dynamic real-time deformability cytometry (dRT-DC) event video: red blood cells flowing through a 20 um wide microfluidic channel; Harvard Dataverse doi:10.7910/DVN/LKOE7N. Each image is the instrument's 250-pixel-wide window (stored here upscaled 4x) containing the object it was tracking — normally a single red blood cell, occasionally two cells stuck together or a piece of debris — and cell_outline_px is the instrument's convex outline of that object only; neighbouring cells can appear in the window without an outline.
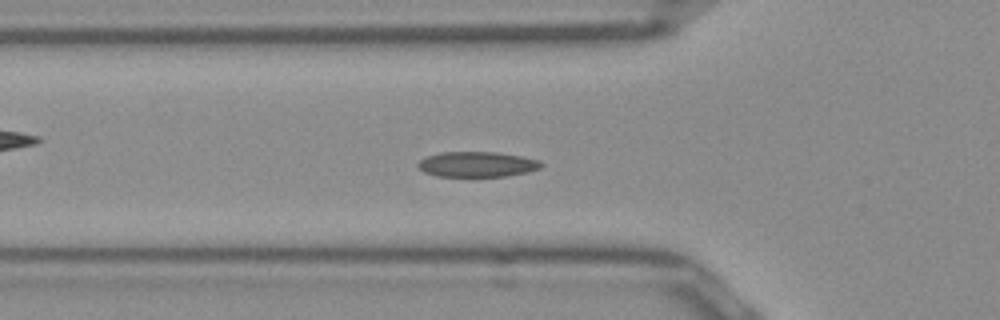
{"species": "Egyptian fruit bat (a non-hibernating species)", "species_latin": "Rousettus aegyptiacus", "temperature_condition": "room temperature", "stored_images_in_passage": 47, "camera_frame_rate_fps": 3000, "um_per_image_px": 0.085, "frame": {"image": 1, "passage_image": 12, "time_ms": 3.667, "image_size_px": [1000, 320], "cell_outline_px": [[540, 168], [528, 172], [504, 176], [436, 176], [424, 172], [416, 164], [424, 156], [440, 152], [496, 152], [520, 156], [540, 160]], "centroid_in_image_um": [40.5, 13.96], "position_along_channel_um": 85.3, "area_um2": 18.09}}
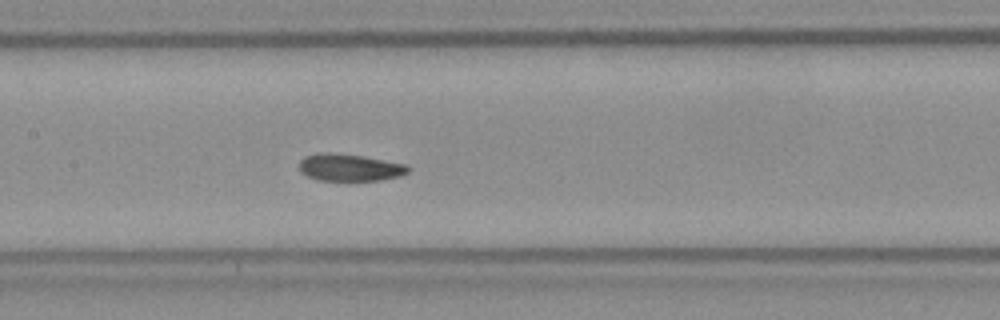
{"frame": {"image": 2, "passage_image": 19, "time_ms": 6.0, "image_size_px": [1000, 320], "cell_outline_px": [[408, 172], [400, 176], [380, 180], [320, 180], [308, 176], [300, 172], [300, 160], [304, 156], [320, 152], [328, 152], [364, 156], [408, 164]], "centroid_in_image_um": [29.72, 14.22], "position_along_channel_um": 177.7, "area_um2": 17.22}}
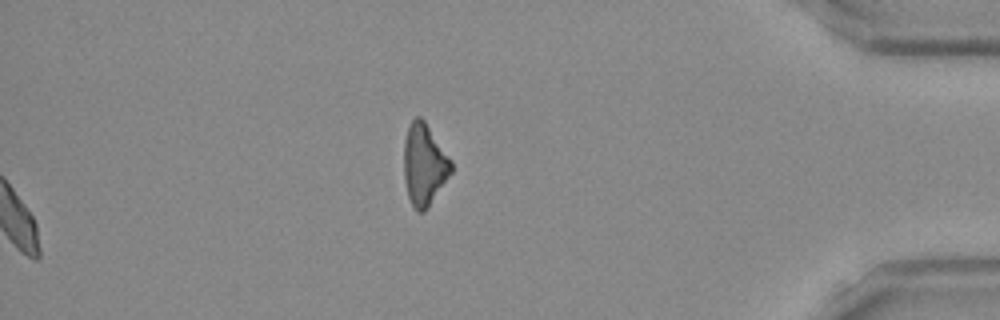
{"frame": {"image": 3, "passage_image": 47, "time_ms": 15.333, "image_size_px": [1000, 320], "cell_outline_px": [[452, 172], [428, 208], [424, 212], [416, 212], [408, 196], [404, 180], [404, 140], [408, 124], [416, 116], [420, 116], [424, 120], [452, 160]], "centroid_in_image_um": [36.05, 13.99], "position_along_channel_um": 399.1, "area_um2": 22.66}, "authors_computed_cell_mechanics": {"area_um2": 17.5134, "velocity_mm_per_s": 3.925, "shape_relaxation_time_tau1_ms": 4.4229, "shape_relaxation_time_tau2_ms": 1.9509, "deformation_change_tau1": 0.1147, "deformation_change_tau2": 0.058}}